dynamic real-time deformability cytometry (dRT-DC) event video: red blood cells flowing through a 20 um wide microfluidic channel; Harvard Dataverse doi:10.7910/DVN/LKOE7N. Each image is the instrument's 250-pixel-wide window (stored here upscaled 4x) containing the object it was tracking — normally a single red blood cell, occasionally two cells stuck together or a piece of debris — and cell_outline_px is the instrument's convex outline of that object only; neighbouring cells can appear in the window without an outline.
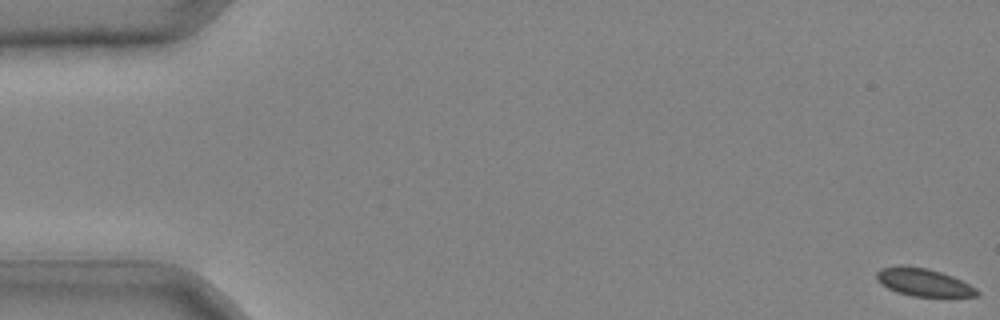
{"species": "common noctule bat (a hibernating species)", "species_latin": "Nyctalus noctula", "temperature_condition": "cold", "stored_images_in_passage": 43, "camera_frame_rate_fps": 3000, "um_per_image_px": 0.085, "animal": {"sex": "male", "body_mass_g": 20.4}, "frame": {"image": 1, "passage_image": 1, "time_ms": 0.0, "image_size_px": [1000, 320], "cell_outline_px": [[980, 296], [912, 296], [896, 292], [888, 288], [876, 280], [876, 272], [880, 268], [900, 264], [928, 268], [952, 276], [976, 288], [980, 292]], "centroid_in_image_um": [78.45, 23.98], "position_along_channel_um": 6.5, "area_um2": 16.3}}
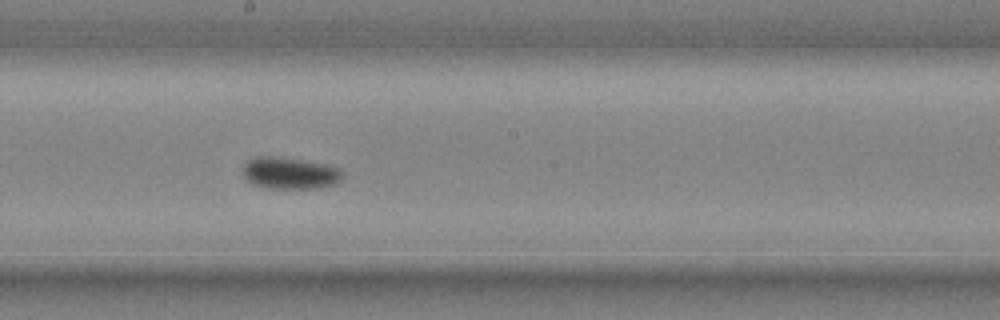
{"frame": {"image": 2, "passage_image": 25, "time_ms": 8.0, "image_size_px": [1000, 320], "cell_outline_px": [[344, 176], [336, 184], [320, 188], [264, 188], [252, 184], [244, 176], [244, 164], [248, 160], [256, 156], [276, 156], [324, 164], [336, 168]], "centroid_in_image_um": [24.61, 14.72], "position_along_channel_um": 223.6, "area_um2": 18.32}}
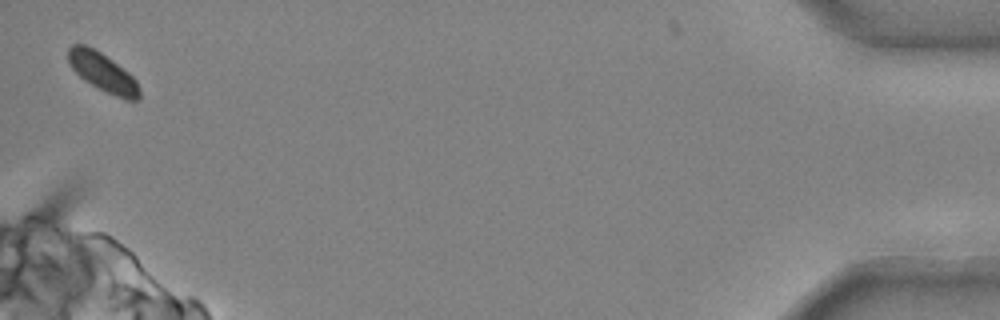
{"frame": {"image": 3, "passage_image": 43, "time_ms": 14.0, "image_size_px": [1000, 320], "cell_outline_px": [[140, 100], [124, 100], [84, 80], [72, 68], [68, 60], [68, 48], [72, 44], [84, 44], [100, 52], [128, 72], [136, 80], [140, 88]], "centroid_in_image_um": [8.75, 6.15], "position_along_channel_um": 426.4, "area_um2": 15.78}}